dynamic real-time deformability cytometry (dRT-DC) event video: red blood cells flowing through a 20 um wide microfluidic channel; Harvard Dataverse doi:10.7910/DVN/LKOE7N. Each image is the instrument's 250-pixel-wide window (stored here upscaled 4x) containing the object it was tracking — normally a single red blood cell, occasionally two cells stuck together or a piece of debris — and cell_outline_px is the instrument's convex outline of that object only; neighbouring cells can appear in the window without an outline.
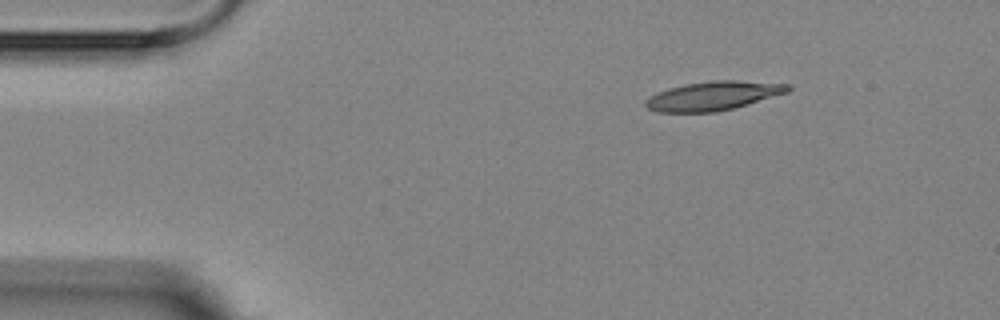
{"species": "Egyptian fruit bat (a non-hibernating species)", "species_latin": "Rousettus aegyptiacus", "temperature_condition": "room temperature", "stored_images_in_passage": 4, "camera_frame_rate_fps": 3000, "um_per_image_px": 0.085, "animal": {"sex": "female"}, "frame": {"image": 1, "passage_image": 4, "time_ms": 3.333, "image_size_px": [1000, 320], "cell_outline_px": [[792, 88], [788, 92], [732, 108], [716, 112], [656, 112], [648, 108], [644, 104], [644, 100], [648, 96], [656, 92], [668, 88], [684, 84], [712, 80], [740, 80], [788, 84]], "centroid_in_image_um": [60.56, 8.13], "position_along_channel_um": 24.4, "area_um2": 24.04}}